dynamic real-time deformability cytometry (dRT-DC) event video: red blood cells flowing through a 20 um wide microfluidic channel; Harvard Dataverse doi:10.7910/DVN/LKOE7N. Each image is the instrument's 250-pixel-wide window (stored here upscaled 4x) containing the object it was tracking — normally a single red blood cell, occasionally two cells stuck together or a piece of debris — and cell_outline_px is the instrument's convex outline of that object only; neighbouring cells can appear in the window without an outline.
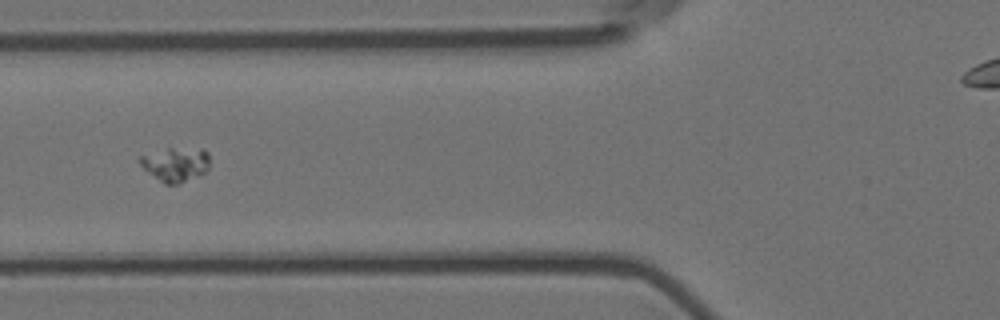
{"species": "Egyptian fruit bat (a non-hibernating species)", "species_latin": "Rousettus aegyptiacus", "temperature_condition": "room temperature", "stored_images_in_passage": 8, "segment_of_instrument_passage": [1, 2], "camera_frame_rate_fps": 3000, "um_per_image_px": 0.085, "animal": {"sex": "female"}, "frame": {"image": 1, "passage_image": 2, "time_ms": 0.333, "image_size_px": [1000, 320], "cell_outline_px": [[208, 168], [204, 172], [180, 184], [164, 184], [148, 172], [140, 164], [140, 156], [168, 148], [172, 148], [208, 152]], "centroid_in_image_um": [14.89, 14.0], "position_along_channel_um": 110.9, "area_um2": 13.29}}
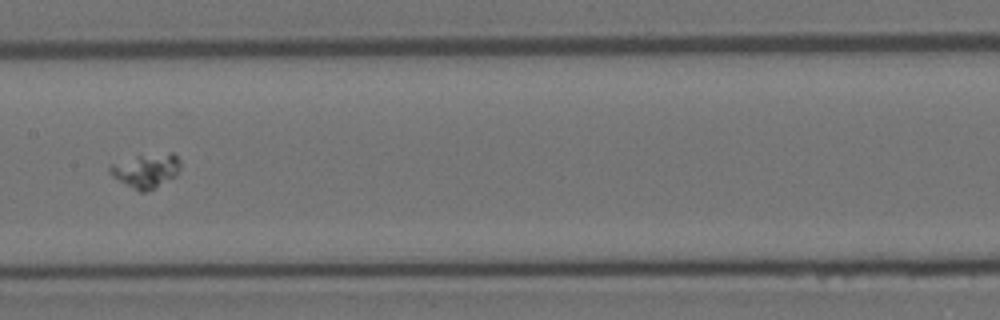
{"frame": {"image": 2, "passage_image": 4, "time_ms": 1.0, "image_size_px": [1000, 320], "cell_outline_px": [[180, 168], [176, 176], [144, 192], [140, 192], [112, 176], [108, 172], [108, 168], [112, 164], [136, 156], [172, 152], [180, 160]], "centroid_in_image_um": [12.42, 14.49], "position_along_channel_um": 195.0, "area_um2": 13.7}}
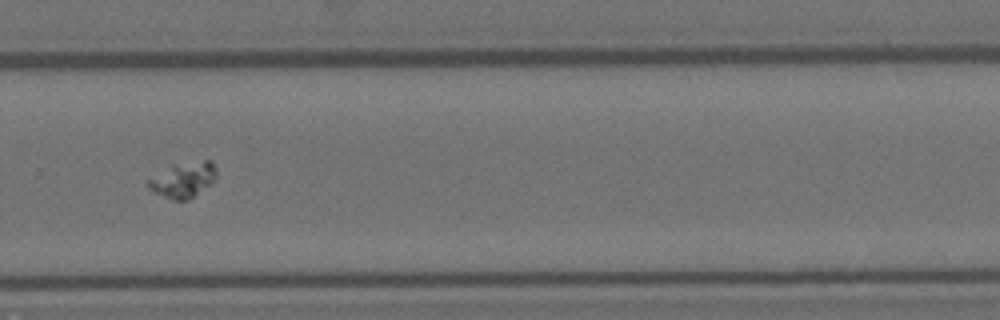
{"frame": {"image": 3, "passage_image": 7, "time_ms": 2.0, "image_size_px": [1000, 320], "cell_outline_px": [[216, 176], [208, 184], [188, 200], [172, 200], [148, 188], [144, 180], [172, 164], [204, 160], [212, 160], [216, 168]], "centroid_in_image_um": [15.51, 15.25], "position_along_channel_um": 314.3, "area_um2": 13.99}}